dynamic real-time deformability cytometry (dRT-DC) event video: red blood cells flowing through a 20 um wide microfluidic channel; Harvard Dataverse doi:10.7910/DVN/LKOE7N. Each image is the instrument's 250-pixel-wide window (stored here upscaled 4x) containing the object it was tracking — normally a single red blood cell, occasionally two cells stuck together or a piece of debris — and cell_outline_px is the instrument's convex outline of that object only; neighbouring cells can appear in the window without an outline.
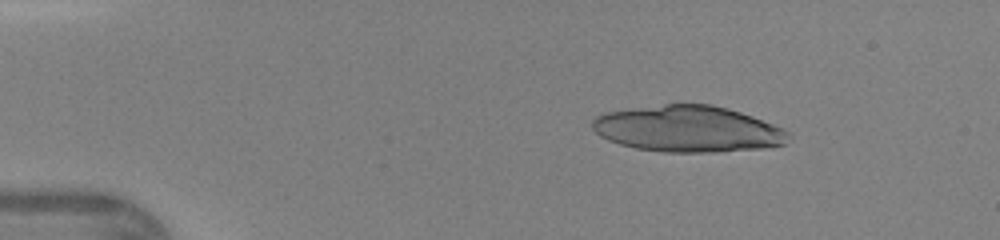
{"species": "human", "species_latin": "Homo sapiens", "temperature_condition": "warm", "stored_images_in_passage": 15, "camera_frame_rate_fps": 3000, "um_per_image_px": 0.085, "donor": {"sex": "female"}, "frame": {"image": 1, "passage_image": 7, "time_ms": 2.0, "image_size_px": [1000, 240], "cell_outline_px": [[792, 136], [784, 144], [772, 148], [716, 152], [664, 152], [636, 148], [620, 144], [608, 140], [600, 136], [592, 128], [592, 120], [596, 116], [604, 112], [664, 104], [712, 104], [728, 108], [752, 116], [772, 124], [788, 132]], "centroid_in_image_um": [58.49, 10.97], "position_along_channel_um": 26.5, "area_um2": 53.12}}